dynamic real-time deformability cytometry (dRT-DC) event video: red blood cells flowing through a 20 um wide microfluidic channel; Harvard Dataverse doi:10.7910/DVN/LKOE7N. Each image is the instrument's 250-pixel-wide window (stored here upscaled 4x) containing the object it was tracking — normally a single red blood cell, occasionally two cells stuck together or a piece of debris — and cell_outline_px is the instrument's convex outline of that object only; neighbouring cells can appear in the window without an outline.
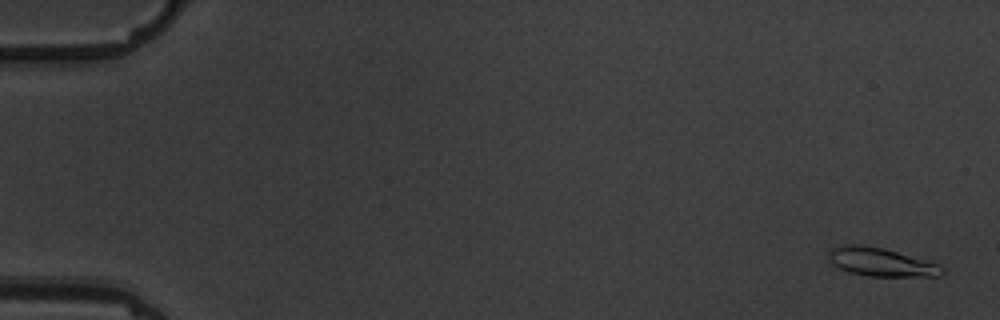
{"species": "common noctule bat (a hibernating species)", "species_latin": "Nyctalus noctula", "temperature_condition": "warm", "stored_images_in_passage": 10, "camera_frame_rate_fps": 3000, "um_per_image_px": 0.085, "animal": {"sex": "male", "body_mass_g": 19.5, "forearm_length_mm": 54.6}, "frame": {"image": 1, "passage_image": 1, "time_ms": 0.0, "image_size_px": [1000, 320], "cell_outline_px": [[944, 272], [940, 276], [868, 276], [848, 272], [832, 264], [828, 260], [828, 252], [832, 248], [844, 244], [860, 244], [884, 248], [936, 264], [944, 268]], "centroid_in_image_um": [74.81, 22.27], "position_along_channel_um": 10.2, "area_um2": 18.67}}
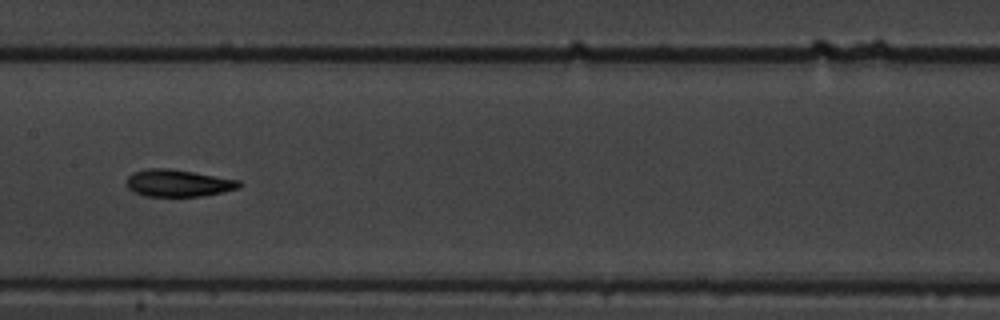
{"frame": {"image": 2, "passage_image": 9, "time_ms": 9.333, "image_size_px": [1000, 320], "cell_outline_px": [[240, 188], [224, 192], [200, 196], [144, 196], [132, 192], [128, 188], [128, 176], [132, 172], [148, 168], [168, 168], [240, 180]], "centroid_in_image_um": [15.13, 15.57], "position_along_channel_um": 192.3, "area_um2": 17.74}}
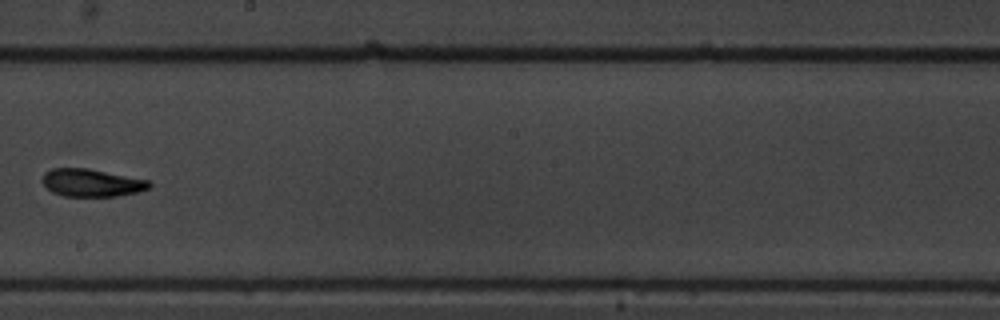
{"frame": {"image": 3, "passage_image": 10, "time_ms": 10.667, "image_size_px": [1000, 320], "cell_outline_px": [[152, 184], [148, 188], [136, 192], [116, 196], [64, 196], [52, 192], [40, 180], [44, 172], [52, 168], [88, 168], [152, 180]], "centroid_in_image_um": [7.79, 15.52], "position_along_channel_um": 240.4, "area_um2": 17.4}}